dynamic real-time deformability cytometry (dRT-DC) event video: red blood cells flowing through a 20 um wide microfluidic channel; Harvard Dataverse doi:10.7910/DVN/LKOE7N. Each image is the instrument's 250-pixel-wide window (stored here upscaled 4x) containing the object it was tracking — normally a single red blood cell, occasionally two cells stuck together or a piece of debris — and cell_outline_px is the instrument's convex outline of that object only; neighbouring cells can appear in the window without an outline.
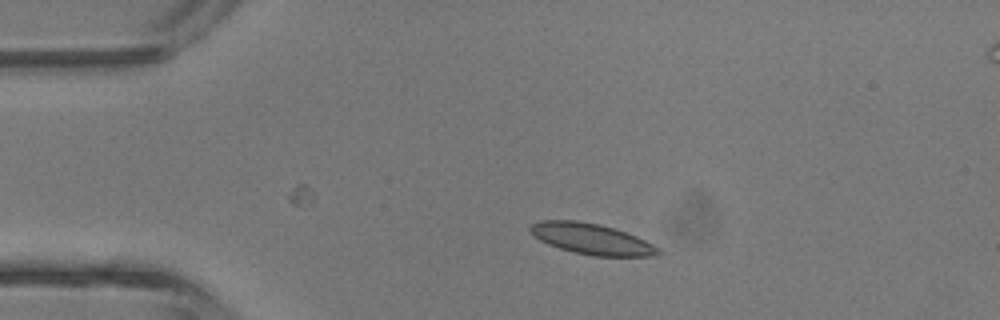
{"species": "common noctule bat (a hibernating species)", "species_latin": "Nyctalus noctula", "temperature_condition": "room temperature", "stored_images_in_passage": 4, "camera_frame_rate_fps": 3000, "um_per_image_px": 0.085, "animal": {"sex": "male", "body_mass_g": 13.3}, "frame": {"image": 1, "passage_image": 2, "time_ms": 1.333, "image_size_px": [1000, 320], "cell_outline_px": [[664, 252], [656, 256], [592, 256], [572, 252], [548, 244], [540, 240], [528, 228], [532, 224], [540, 220], [576, 220], [600, 224], [636, 236], [660, 248]], "centroid_in_image_um": [50.31, 20.32], "position_along_channel_um": 34.7, "area_um2": 22.95}}